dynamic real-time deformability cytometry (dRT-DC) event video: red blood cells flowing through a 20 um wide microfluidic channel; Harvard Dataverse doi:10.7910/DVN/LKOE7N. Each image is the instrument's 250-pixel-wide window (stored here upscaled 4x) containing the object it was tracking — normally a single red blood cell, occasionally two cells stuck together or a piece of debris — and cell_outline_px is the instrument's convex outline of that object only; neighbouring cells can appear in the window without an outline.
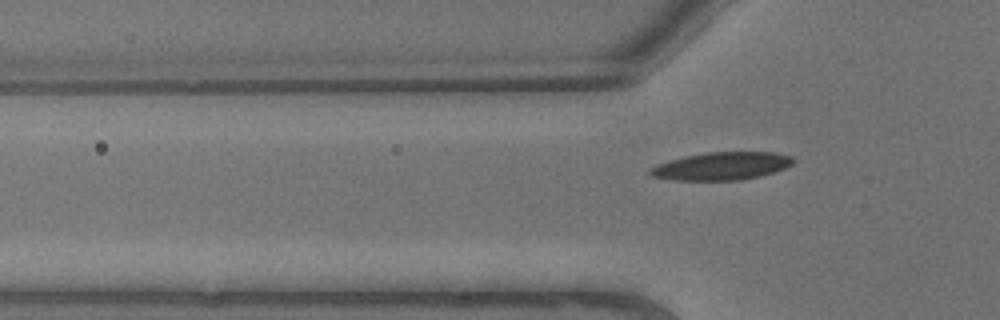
{"species": "common noctule bat (a hibernating species)", "species_latin": "Nyctalus noctula", "temperature_condition": "warm", "stored_images_in_passage": 9, "camera_frame_rate_fps": 3000, "um_per_image_px": 0.085, "animal": {"sex": "male", "body_mass_g": 13.3}, "frame": {"image": 1, "passage_image": 9, "time_ms": 2.667, "image_size_px": [1000, 320], "cell_outline_px": [[792, 164], [784, 168], [760, 176], [740, 180], [676, 180], [652, 176], [648, 172], [648, 168], [656, 164], [688, 156], [708, 152], [776, 152], [792, 156]], "centroid_in_image_um": [61.33, 14.11], "position_along_channel_um": 64.5, "area_um2": 22.95}}